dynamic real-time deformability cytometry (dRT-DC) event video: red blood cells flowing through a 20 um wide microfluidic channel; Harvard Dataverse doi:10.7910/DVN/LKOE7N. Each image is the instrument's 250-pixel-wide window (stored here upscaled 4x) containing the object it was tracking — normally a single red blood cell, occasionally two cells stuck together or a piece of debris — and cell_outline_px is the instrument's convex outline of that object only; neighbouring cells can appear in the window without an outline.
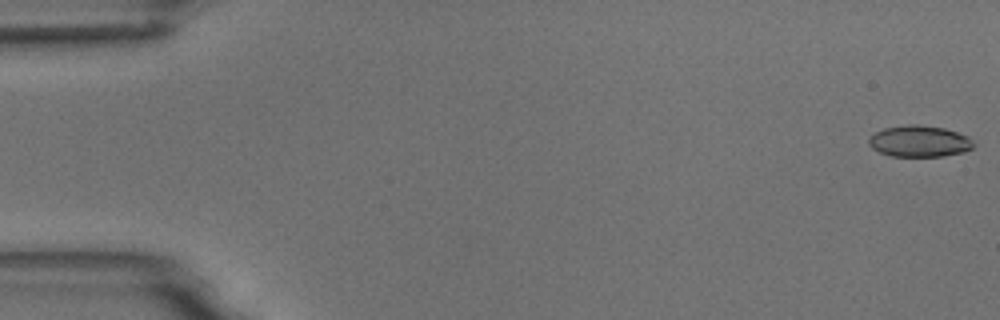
{"species": "common noctule bat (a hibernating species)", "species_latin": "Nyctalus noctula", "temperature_condition": "room temperature", "stored_images_in_passage": 6, "camera_frame_rate_fps": 3000, "um_per_image_px": 0.085, "animal": {"sex": "male", "body_mass_g": 18.8}, "frame": {"image": 1, "passage_image": 1, "time_ms": 0.0, "image_size_px": [1000, 320], "cell_outline_px": [[976, 144], [972, 148], [964, 152], [944, 156], [892, 156], [880, 152], [872, 148], [868, 144], [868, 140], [876, 132], [884, 128], [908, 124], [916, 124], [944, 128], [968, 136]], "centroid_in_image_um": [78.17, 12.01], "position_along_channel_um": 6.8, "area_um2": 19.13}}
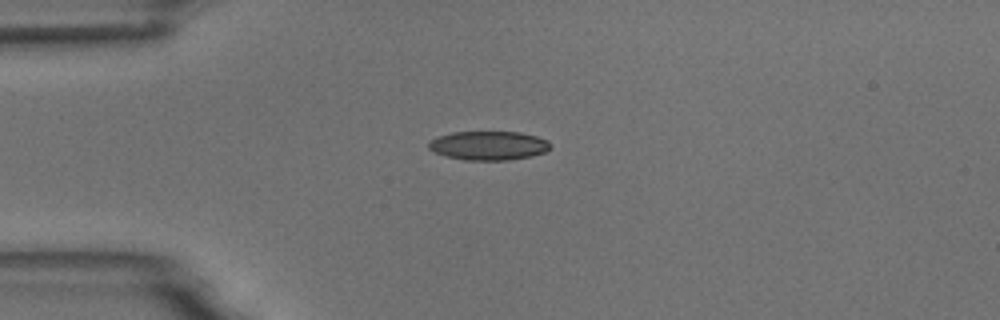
{"frame": {"image": 2, "passage_image": 5, "time_ms": 4.333, "image_size_px": [1000, 320], "cell_outline_px": [[552, 148], [544, 152], [532, 156], [508, 160], [464, 160], [448, 156], [436, 152], [428, 148], [428, 140], [436, 136], [452, 132], [520, 132], [536, 136], [548, 140], [552, 144]], "centroid_in_image_um": [41.54, 12.36], "position_along_channel_um": 43.5, "area_um2": 20.69}}